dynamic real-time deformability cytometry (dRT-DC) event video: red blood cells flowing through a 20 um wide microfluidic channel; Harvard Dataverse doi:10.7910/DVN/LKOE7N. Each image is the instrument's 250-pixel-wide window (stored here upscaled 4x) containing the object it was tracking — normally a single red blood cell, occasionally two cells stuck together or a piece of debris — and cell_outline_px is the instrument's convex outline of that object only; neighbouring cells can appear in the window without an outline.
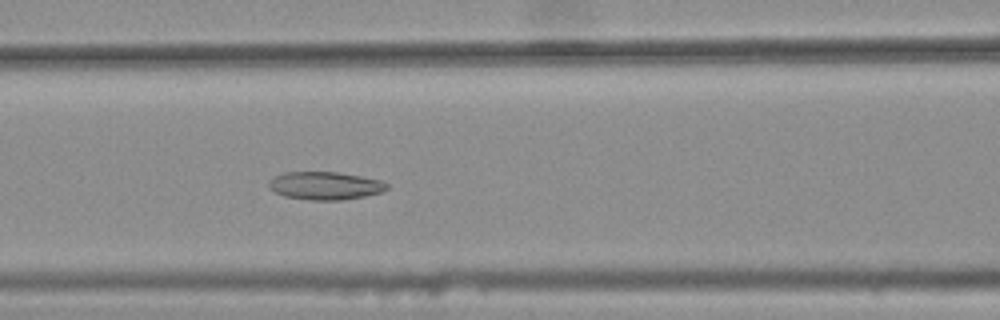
{"species": "common noctule bat (a hibernating species)", "species_latin": "Nyctalus noctula", "temperature_condition": "warm", "stored_images_in_passage": 42, "camera_frame_rate_fps": 3000, "um_per_image_px": 0.085, "animal": {"sex": "female", "body_mass_g": 25.1}, "frame": {"image": 1, "passage_image": 20, "time_ms": 6.333, "image_size_px": [1000, 320], "cell_outline_px": [[388, 188], [380, 192], [364, 196], [344, 200], [308, 200], [284, 196], [276, 192], [268, 184], [272, 176], [284, 172], [336, 172], [360, 176], [380, 180], [388, 184]], "centroid_in_image_um": [27.62, 15.78], "position_along_channel_um": 139.0, "area_um2": 19.13}}
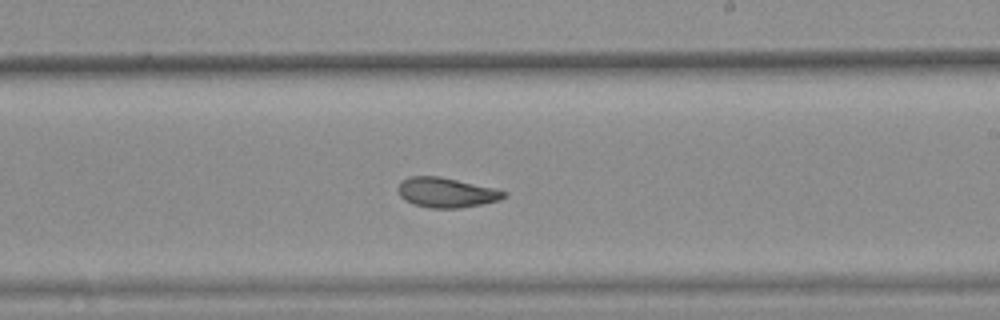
{"frame": {"image": 2, "passage_image": 29, "time_ms": 9.333, "image_size_px": [1000, 320], "cell_outline_px": [[508, 196], [500, 200], [484, 204], [460, 208], [432, 208], [412, 204], [404, 200], [400, 196], [396, 188], [408, 176], [440, 176], [496, 188], [508, 192]], "centroid_in_image_um": [37.98, 16.37], "position_along_channel_um": 251.0, "area_um2": 18.73}}
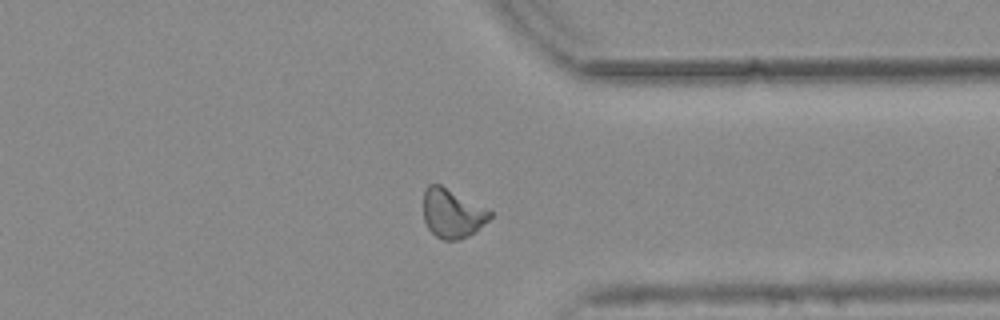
{"frame": {"image": 3, "passage_image": 39, "time_ms": 12.667, "image_size_px": [1000, 320], "cell_outline_px": [[492, 216], [488, 220], [468, 236], [456, 240], [444, 240], [436, 236], [428, 228], [424, 220], [424, 192], [428, 184], [440, 184], [492, 212]], "centroid_in_image_um": [38.41, 18.14], "position_along_channel_um": 373.0, "area_um2": 18.55}, "authors_computed_cell_mechanics": {"area_um2": 18.9584, "velocity_mm_per_s": 3.7437, "shape_relaxation_time_tau1_ms": null, "shape_relaxation_time_tau2_ms": 2.6943, "deformation_change_tau1": null, "deformation_change_tau2": 0.087}}